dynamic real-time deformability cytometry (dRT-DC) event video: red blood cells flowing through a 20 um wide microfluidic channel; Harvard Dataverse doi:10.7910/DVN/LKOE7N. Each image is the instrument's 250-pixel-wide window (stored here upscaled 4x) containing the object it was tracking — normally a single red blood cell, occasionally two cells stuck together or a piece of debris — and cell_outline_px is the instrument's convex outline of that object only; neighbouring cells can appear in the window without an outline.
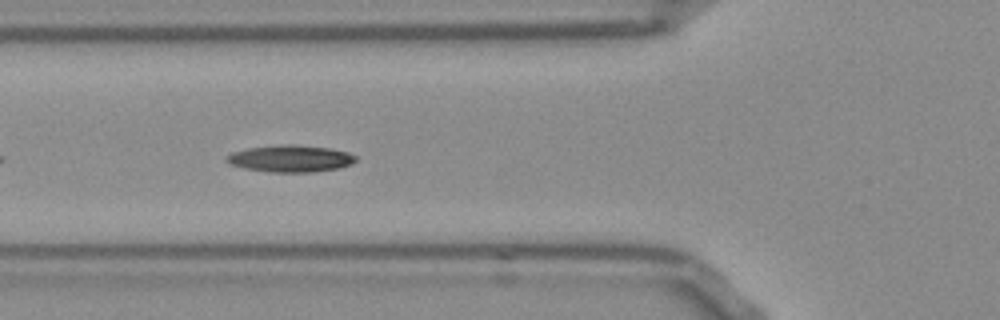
{"species": "Egyptian fruit bat (a non-hibernating species)", "species_latin": "Rousettus aegyptiacus", "temperature_condition": "room temperature", "stored_images_in_passage": 20, "camera_frame_rate_fps": 3000, "um_per_image_px": 0.085, "frame": {"image": 1, "passage_image": 6, "time_ms": 1.667, "image_size_px": [1000, 320], "cell_outline_px": [[356, 160], [352, 164], [340, 168], [312, 172], [272, 172], [244, 168], [232, 164], [224, 160], [224, 156], [232, 152], [248, 148], [280, 144], [292, 144], [332, 148], [348, 152], [356, 156]], "centroid_in_image_um": [24.7, 13.47], "position_along_channel_um": 101.1, "area_um2": 20.4}}
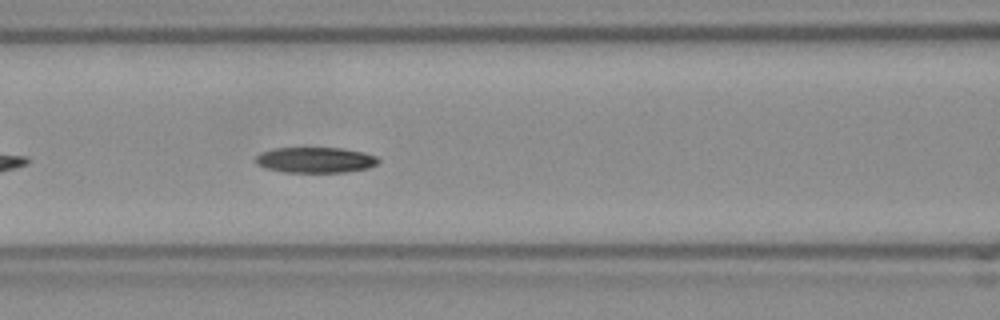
{"frame": {"image": 2, "passage_image": 9, "time_ms": 2.667, "image_size_px": [1000, 320], "cell_outline_px": [[380, 160], [376, 164], [368, 168], [348, 172], [284, 172], [268, 168], [256, 164], [256, 156], [260, 152], [276, 148], [344, 148], [364, 152], [376, 156]], "centroid_in_image_um": [26.83, 13.59], "position_along_channel_um": 139.8, "area_um2": 18.32}}